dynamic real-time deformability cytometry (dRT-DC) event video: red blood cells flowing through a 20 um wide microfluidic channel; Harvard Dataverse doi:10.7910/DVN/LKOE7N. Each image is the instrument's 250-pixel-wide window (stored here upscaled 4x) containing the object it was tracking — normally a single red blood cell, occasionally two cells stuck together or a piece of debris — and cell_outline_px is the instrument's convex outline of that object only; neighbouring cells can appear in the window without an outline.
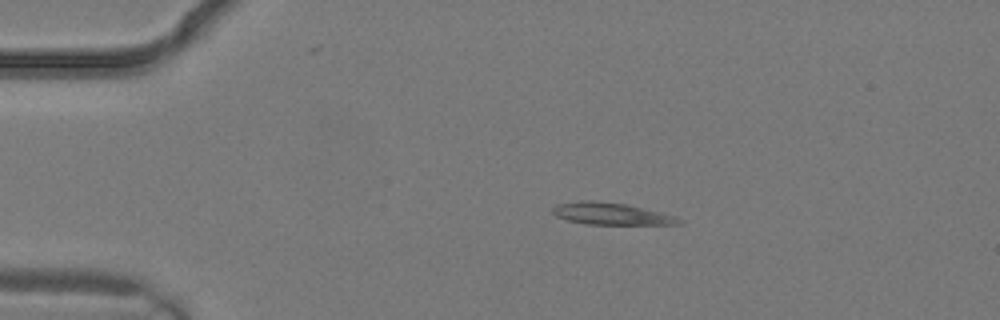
{"species": "common noctule bat (a hibernating species)", "species_latin": "Nyctalus noctula", "temperature_condition": "warm", "stored_images_in_passage": 3, "camera_frame_rate_fps": 3000, "um_per_image_px": 0.085, "animal": {"sex": "male", "body_mass_g": 19.2, "forearm_length_mm": 51.8}, "frame": {"image": 1, "passage_image": 3, "time_ms": 0.667, "image_size_px": [1000, 320], "cell_outline_px": [[684, 220], [680, 224], [588, 224], [568, 220], [556, 216], [552, 212], [552, 208], [560, 204], [584, 200], [592, 200], [628, 204], [676, 216]], "centroid_in_image_um": [51.99, 18.16], "position_along_channel_um": 33.0, "area_um2": 16.01}}